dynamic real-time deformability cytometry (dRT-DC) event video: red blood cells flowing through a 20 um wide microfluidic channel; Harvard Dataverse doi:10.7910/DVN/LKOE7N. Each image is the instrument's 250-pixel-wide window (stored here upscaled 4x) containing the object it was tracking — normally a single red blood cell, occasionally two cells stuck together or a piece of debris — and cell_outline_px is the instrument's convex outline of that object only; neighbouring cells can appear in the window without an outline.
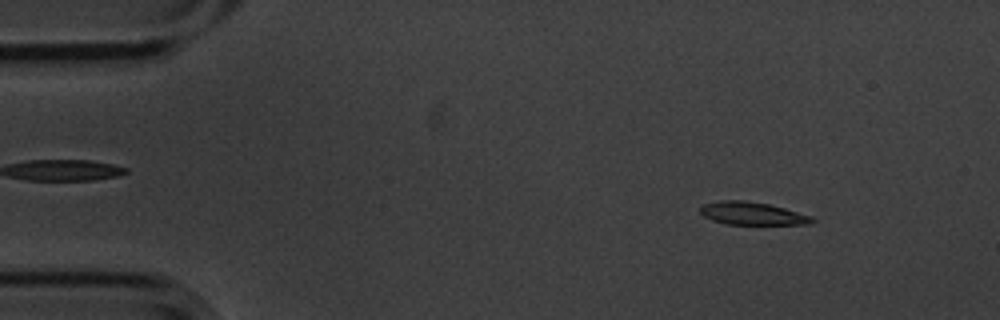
{"species": "common noctule bat (a hibernating species)", "species_latin": "Nyctalus noctula", "temperature_condition": "cold", "stored_images_in_passage": 3, "camera_frame_rate_fps": 3000, "um_per_image_px": 0.085, "animal": {"sex": "male", "body_mass_g": 20.1, "forearm_length_mm": 53.5}, "frame": {"image": 1, "passage_image": 1, "time_ms": 0.0, "image_size_px": [1000, 320], "cell_outline_px": [[816, 220], [812, 224], [724, 224], [712, 220], [704, 216], [700, 212], [700, 208], [704, 204], [720, 200], [744, 200], [768, 204], [784, 208], [812, 216]], "centroid_in_image_um": [63.94, 18.15], "position_along_channel_um": 21.1, "area_um2": 14.85}}
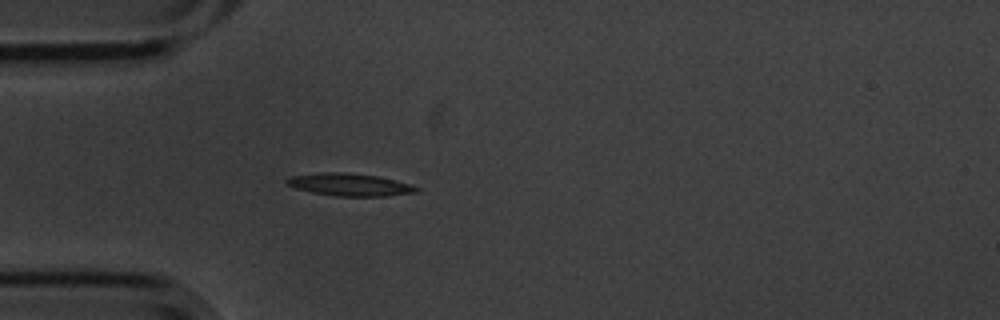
{"frame": {"image": 2, "passage_image": 3, "time_ms": 0.667, "image_size_px": [1000, 320], "cell_outline_px": [[420, 192], [388, 196], [336, 196], [312, 192], [296, 188], [284, 184], [284, 180], [292, 176], [320, 172], [344, 172], [376, 176], [408, 184], [420, 188]], "centroid_in_image_um": [29.69, 15.7], "position_along_channel_um": 55.3, "area_um2": 16.94}}